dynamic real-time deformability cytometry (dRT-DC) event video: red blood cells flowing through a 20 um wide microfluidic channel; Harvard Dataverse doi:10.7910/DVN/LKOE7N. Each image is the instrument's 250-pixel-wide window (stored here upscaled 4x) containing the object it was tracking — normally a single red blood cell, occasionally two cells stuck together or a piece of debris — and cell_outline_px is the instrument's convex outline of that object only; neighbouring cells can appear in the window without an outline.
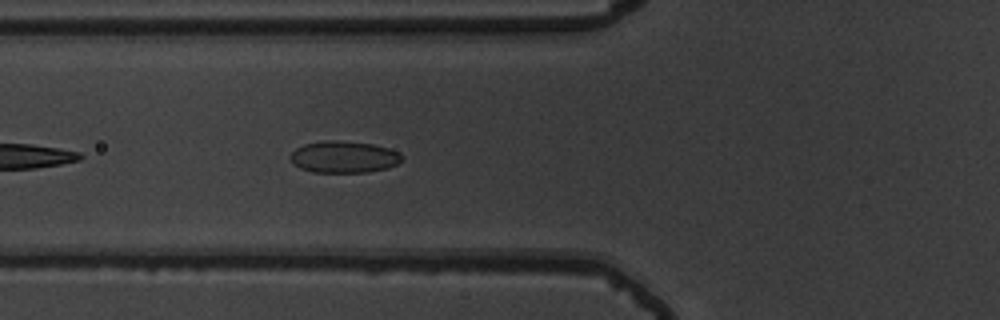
{"species": "common noctule bat (a hibernating species)", "species_latin": "Nyctalus noctula", "temperature_condition": "warm", "stored_images_in_passage": 24, "camera_frame_rate_fps": 3000, "um_per_image_px": 0.085, "animal": {"sex": "male", "body_mass_g": 19.5, "forearm_length_mm": 54.6}, "frame": {"image": 1, "passage_image": 5, "time_ms": 1.333, "image_size_px": [1000, 320], "cell_outline_px": [[404, 156], [396, 164], [388, 168], [368, 172], [312, 172], [300, 168], [288, 156], [296, 148], [304, 144], [324, 140], [336, 140], [372, 144], [388, 148], [400, 152]], "centroid_in_image_um": [29.23, 13.33], "position_along_channel_um": 96.6, "area_um2": 20.63}}
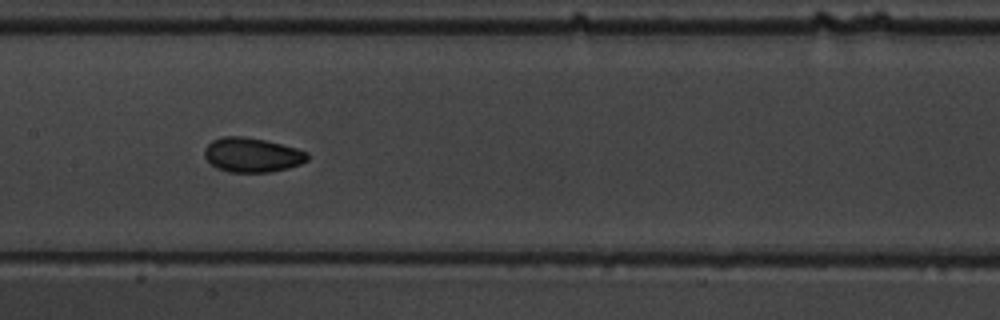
{"frame": {"image": 2, "passage_image": 12, "time_ms": 3.667, "image_size_px": [1000, 320], "cell_outline_px": [[308, 160], [300, 164], [288, 168], [272, 172], [228, 172], [216, 168], [204, 156], [204, 148], [212, 140], [224, 136], [244, 136], [264, 140], [296, 148], [308, 152]], "centroid_in_image_um": [21.42, 13.17], "position_along_channel_um": 186.0, "area_um2": 20.69}}
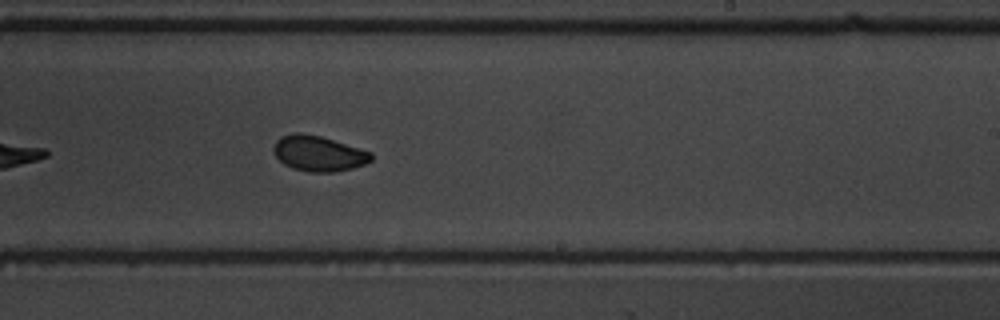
{"frame": {"image": 3, "passage_image": 18, "time_ms": 5.667, "image_size_px": [1000, 320], "cell_outline_px": [[372, 160], [364, 164], [352, 168], [336, 172], [308, 172], [292, 168], [284, 164], [272, 152], [272, 148], [276, 140], [280, 136], [296, 132], [300, 132], [320, 136], [372, 152]], "centroid_in_image_um": [27.04, 13.04], "position_along_channel_um": 262.0, "area_um2": 20.23}}